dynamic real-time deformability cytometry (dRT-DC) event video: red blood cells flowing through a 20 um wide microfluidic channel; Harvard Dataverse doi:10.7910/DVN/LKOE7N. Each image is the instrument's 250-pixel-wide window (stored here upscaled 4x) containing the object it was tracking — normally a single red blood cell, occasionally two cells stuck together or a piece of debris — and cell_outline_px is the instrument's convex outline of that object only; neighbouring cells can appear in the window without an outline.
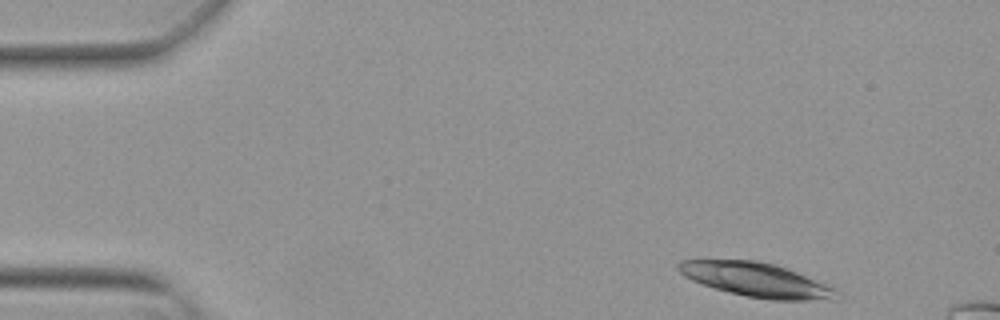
{"species": "Egyptian fruit bat (a non-hibernating species)", "species_latin": "Rousettus aegyptiacus", "temperature_condition": "warm", "stored_images_in_passage": 49, "camera_frame_rate_fps": 3000, "um_per_image_px": 0.085, "animal": {"sex": "female"}, "frame": {"image": 1, "passage_image": 1, "time_ms": 0.0, "image_size_px": [1000, 320], "cell_outline_px": [[840, 300], [772, 300], [748, 296], [728, 292], [692, 280], [684, 276], [676, 268], [676, 264], [680, 260], [756, 260], [772, 264], [796, 272], [836, 288], [840, 292]], "centroid_in_image_um": [64.33, 23.8], "position_along_channel_um": 20.7, "area_um2": 31.33}}